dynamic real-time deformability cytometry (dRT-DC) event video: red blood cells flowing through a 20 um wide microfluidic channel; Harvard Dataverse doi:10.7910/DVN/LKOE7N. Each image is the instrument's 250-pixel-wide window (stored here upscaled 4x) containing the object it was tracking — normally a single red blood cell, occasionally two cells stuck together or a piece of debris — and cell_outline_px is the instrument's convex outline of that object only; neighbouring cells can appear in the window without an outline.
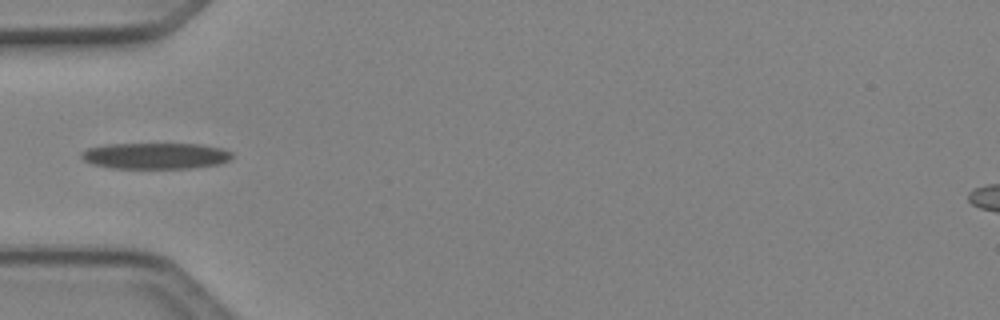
{"species": "Egyptian fruit bat (a non-hibernating species)", "species_latin": "Rousettus aegyptiacus", "temperature_condition": "cold", "stored_images_in_passage": 3, "camera_frame_rate_fps": 3000, "um_per_image_px": 0.085, "animal": {"sex": "female"}, "frame": {"image": 1, "passage_image": 3, "time_ms": 0.667, "image_size_px": [1000, 320], "cell_outline_px": [[232, 156], [228, 160], [220, 164], [192, 168], [112, 168], [92, 164], [84, 160], [80, 156], [80, 152], [88, 148], [104, 144], [200, 144], [220, 148], [232, 152]], "centroid_in_image_um": [13.19, 13.24], "position_along_channel_um": 71.8, "area_um2": 23.0}}